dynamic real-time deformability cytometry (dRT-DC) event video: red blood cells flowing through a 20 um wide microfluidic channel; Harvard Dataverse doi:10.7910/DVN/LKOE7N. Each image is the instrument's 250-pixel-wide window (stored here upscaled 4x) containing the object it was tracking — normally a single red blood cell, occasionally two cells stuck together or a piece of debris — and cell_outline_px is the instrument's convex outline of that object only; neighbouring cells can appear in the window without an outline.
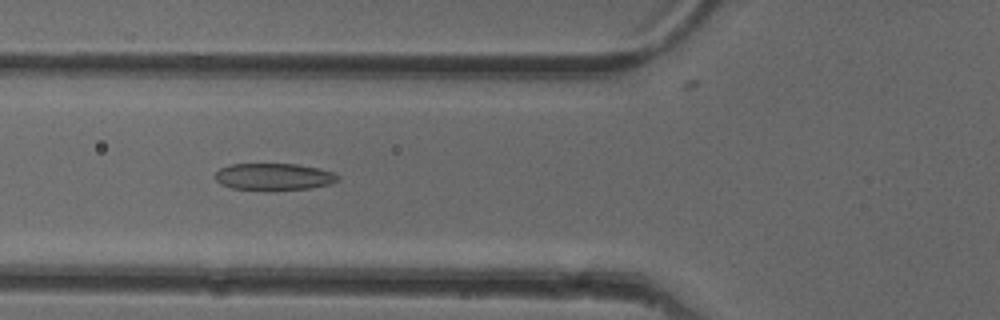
{"species": "common noctule bat (a hibernating species)", "species_latin": "Nyctalus noctula", "temperature_condition": "cold", "stored_images_in_passage": 42, "camera_frame_rate_fps": 3000, "um_per_image_px": 0.085, "animal": {"sex": "female"}, "frame": {"image": 1, "passage_image": 9, "time_ms": 2.667, "image_size_px": [1000, 320], "cell_outline_px": [[340, 180], [332, 184], [312, 188], [272, 192], [232, 188], [220, 184], [216, 180], [216, 172], [220, 168], [232, 164], [296, 164], [320, 168], [332, 172], [340, 176]], "centroid_in_image_um": [23.32, 15.05], "position_along_channel_um": 102.5, "area_um2": 19.88}}
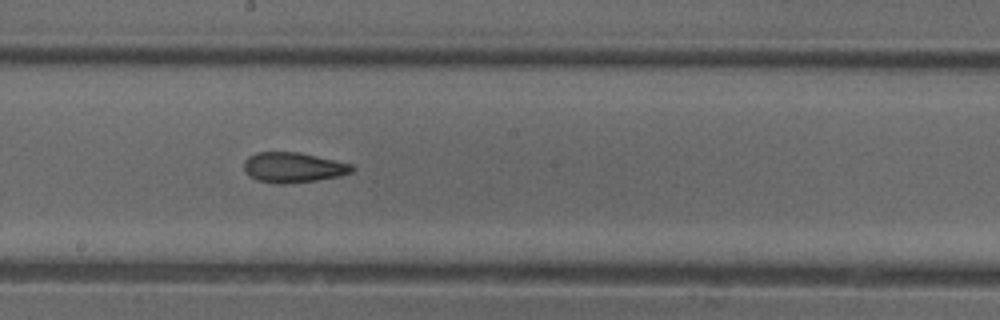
{"frame": {"image": 2, "passage_image": 18, "time_ms": 5.667, "image_size_px": [1000, 320], "cell_outline_px": [[356, 168], [352, 172], [340, 176], [316, 180], [284, 184], [276, 184], [256, 180], [248, 176], [244, 168], [244, 160], [248, 156], [256, 152], [300, 152], [352, 164]], "centroid_in_image_um": [24.91, 14.23], "position_along_channel_um": 223.3, "area_um2": 19.19}}
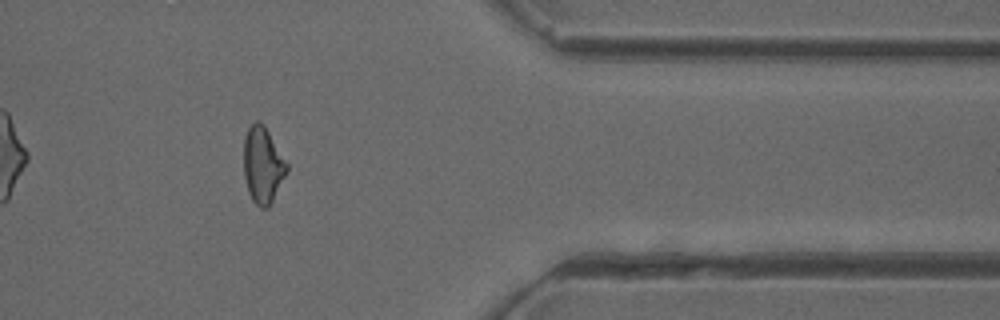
{"frame": {"image": 3, "passage_image": 32, "time_ms": 10.333, "image_size_px": [1000, 320], "cell_outline_px": [[288, 172], [268, 208], [260, 208], [252, 200], [248, 192], [244, 176], [244, 136], [248, 128], [256, 120], [260, 120], [264, 124], [288, 164]], "centroid_in_image_um": [22.34, 14.02], "position_along_channel_um": 389.1, "area_um2": 19.31}, "authors_computed_cell_mechanics": {"area_um2": 19.2185, "velocity_mm_per_s": 4.001, "shape_relaxation_time_tau1_ms": 11.1175, "shape_relaxation_time_tau2_ms": 2.5367, "deformation_change_tau1": 0.2002, "deformation_change_tau2": 0.1021}}